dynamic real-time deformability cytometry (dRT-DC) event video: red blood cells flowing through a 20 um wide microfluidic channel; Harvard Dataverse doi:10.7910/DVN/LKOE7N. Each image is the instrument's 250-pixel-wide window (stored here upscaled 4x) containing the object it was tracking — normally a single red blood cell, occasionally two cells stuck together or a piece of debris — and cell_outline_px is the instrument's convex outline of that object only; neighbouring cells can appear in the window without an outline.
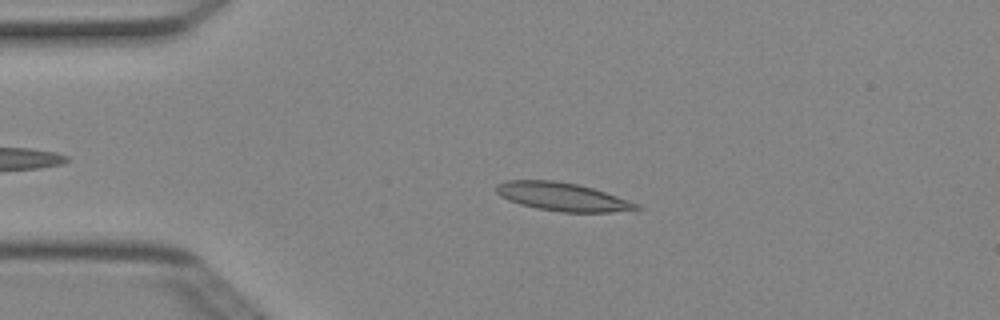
{"species": "Egyptian fruit bat (a non-hibernating species)", "species_latin": "Rousettus aegyptiacus", "temperature_condition": "cold", "stored_images_in_passage": 3, "camera_frame_rate_fps": 3000, "um_per_image_px": 0.085, "animal": {"sex": "female"}, "frame": {"image": 1, "passage_image": 2, "time_ms": 0.333, "image_size_px": [1000, 320], "cell_outline_px": [[644, 208], [608, 212], [560, 212], [536, 208], [520, 204], [508, 200], [500, 196], [496, 192], [496, 184], [504, 180], [556, 180], [580, 184], [640, 204]], "centroid_in_image_um": [47.77, 16.71], "position_along_channel_um": 37.2, "area_um2": 23.18}}